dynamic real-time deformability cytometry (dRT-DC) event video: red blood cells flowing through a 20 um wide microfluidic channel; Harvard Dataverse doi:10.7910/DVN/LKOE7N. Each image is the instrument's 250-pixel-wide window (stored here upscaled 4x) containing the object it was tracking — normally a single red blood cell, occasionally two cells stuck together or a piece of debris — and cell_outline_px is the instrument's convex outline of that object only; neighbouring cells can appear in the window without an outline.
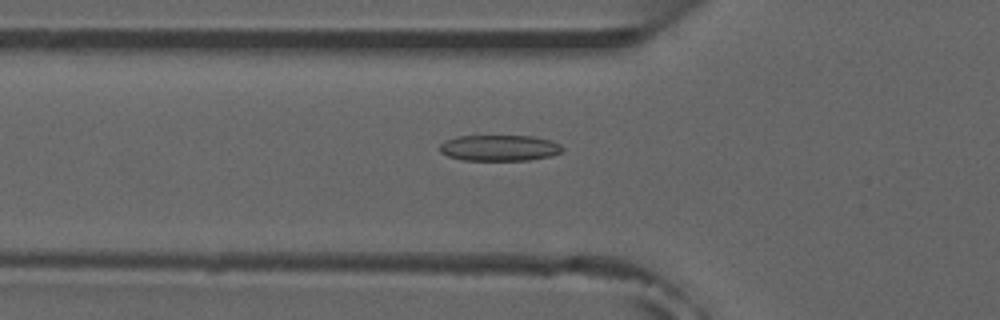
{"species": "common noctule bat (a hibernating species)", "species_latin": "Nyctalus noctula", "temperature_condition": "room temperature", "stored_images_in_passage": 5, "camera_frame_rate_fps": 3000, "um_per_image_px": 0.085, "animal": {"sex": "male", "forearm_length_mm": 52.5}, "frame": {"image": 1, "passage_image": 5, "time_ms": 5.667, "image_size_px": [1000, 320], "cell_outline_px": [[564, 148], [560, 152], [552, 156], [528, 160], [464, 160], [448, 156], [440, 152], [440, 144], [444, 140], [456, 136], [476, 132], [532, 136], [552, 140], [560, 144]], "centroid_in_image_um": [42.4, 12.51], "position_along_channel_um": 83.4, "area_um2": 19.77}}